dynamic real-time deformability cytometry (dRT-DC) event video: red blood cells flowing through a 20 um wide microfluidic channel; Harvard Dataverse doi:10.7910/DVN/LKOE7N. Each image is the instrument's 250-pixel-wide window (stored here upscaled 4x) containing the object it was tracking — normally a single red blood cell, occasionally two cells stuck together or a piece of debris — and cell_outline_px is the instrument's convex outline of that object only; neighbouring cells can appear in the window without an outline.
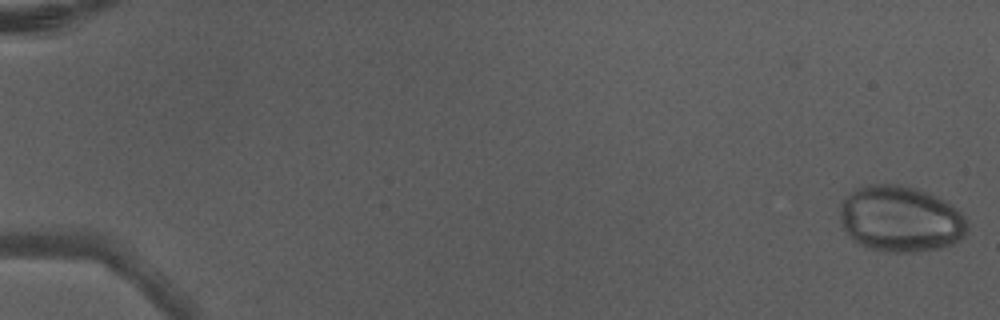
{"species": "Egyptian fruit bat (a non-hibernating species)", "species_latin": "Rousettus aegyptiacus", "temperature_condition": "warm", "stored_images_in_passage": 6, "camera_frame_rate_fps": 3000, "um_per_image_px": 0.085, "animal": {"sex": "male"}, "frame": {"image": 1, "passage_image": 1, "time_ms": 0.0, "image_size_px": [1000, 320], "cell_outline_px": [[968, 232], [960, 240], [952, 244], [940, 248], [916, 252], [880, 252], [864, 248], [852, 240], [844, 228], [840, 220], [840, 200], [856, 188], [868, 184], [900, 184], [916, 188], [936, 196], [952, 204], [968, 220]], "centroid_in_image_um": [76.53, 18.62], "position_along_channel_um": 8.5, "area_um2": 49.94}}